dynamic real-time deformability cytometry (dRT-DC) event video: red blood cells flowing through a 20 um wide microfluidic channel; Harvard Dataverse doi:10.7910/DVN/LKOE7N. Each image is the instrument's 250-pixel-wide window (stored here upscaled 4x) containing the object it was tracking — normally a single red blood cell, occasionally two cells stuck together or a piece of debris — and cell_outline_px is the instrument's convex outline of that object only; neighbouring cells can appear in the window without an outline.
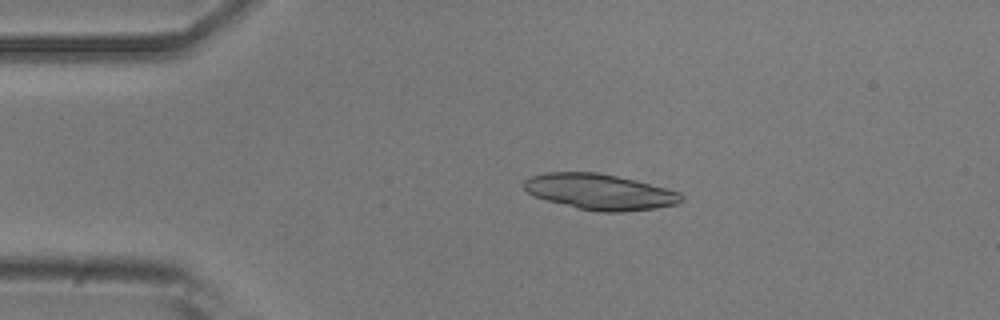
{"species": "common noctule bat (a hibernating species)", "species_latin": "Nyctalus noctula", "temperature_condition": "room temperature", "stored_images_in_passage": 53, "camera_frame_rate_fps": 3000, "um_per_image_px": 0.085, "animal": {"sex": "male", "body_mass_g": 20.5, "forearm_length_mm": 52.5}, "frame": {"image": 1, "passage_image": 10, "time_ms": 3.0, "image_size_px": [1000, 320], "cell_outline_px": [[684, 200], [676, 204], [656, 208], [624, 212], [600, 212], [576, 208], [548, 200], [536, 196], [528, 192], [524, 188], [524, 180], [532, 176], [548, 172], [596, 172], [636, 180], [680, 192], [684, 196]], "centroid_in_image_um": [51.02, 16.31], "position_along_channel_um": 34.0, "area_um2": 32.66}}